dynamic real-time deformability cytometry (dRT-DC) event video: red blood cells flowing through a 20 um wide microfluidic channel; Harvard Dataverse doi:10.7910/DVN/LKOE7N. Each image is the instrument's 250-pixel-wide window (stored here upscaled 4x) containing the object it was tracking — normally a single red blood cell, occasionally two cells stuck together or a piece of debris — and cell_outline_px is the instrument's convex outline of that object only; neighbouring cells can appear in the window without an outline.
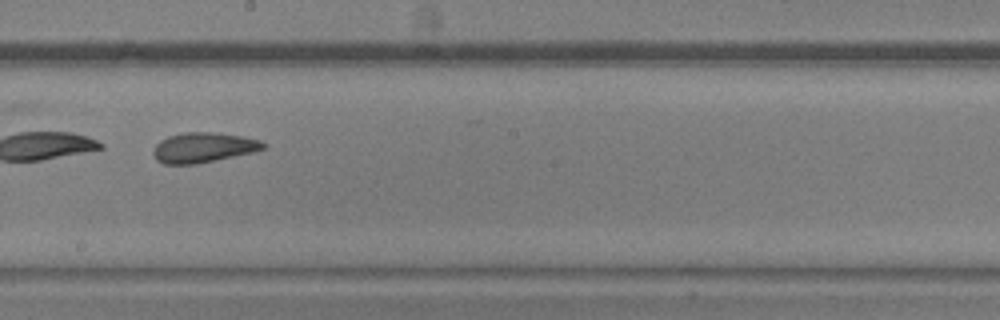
{"species": "common noctule bat (a hibernating species)", "species_latin": "Nyctalus noctula", "temperature_condition": "warm", "stored_images_in_passage": 39, "camera_frame_rate_fps": 3000, "um_per_image_px": 0.085, "animal": {"sex": "male", "body_mass_g": 20.5, "forearm_length_mm": 52.5}, "frame": {"image": 1, "passage_image": 28, "time_ms": 9.0, "image_size_px": [1000, 320], "cell_outline_px": [[264, 148], [252, 152], [196, 164], [164, 164], [156, 160], [152, 152], [156, 144], [160, 140], [168, 136], [184, 132], [212, 132], [244, 136], [260, 140], [264, 144]], "centroid_in_image_um": [17.24, 12.53], "position_along_channel_um": 231.0, "area_um2": 19.13}}
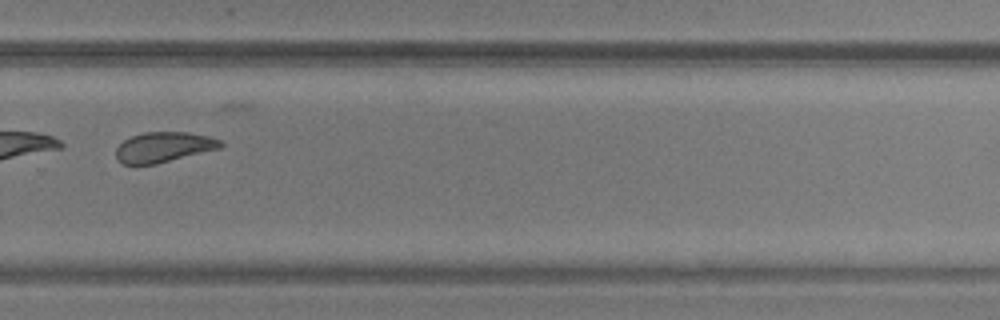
{"frame": {"image": 2, "passage_image": 34, "time_ms": 11.0, "image_size_px": [1000, 320], "cell_outline_px": [[224, 144], [220, 148], [156, 164], [124, 164], [116, 160], [116, 148], [124, 140], [132, 136], [144, 132], [188, 132], [208, 136], [220, 140]], "centroid_in_image_um": [13.9, 12.5], "position_along_channel_um": 315.9, "area_um2": 18.32}}